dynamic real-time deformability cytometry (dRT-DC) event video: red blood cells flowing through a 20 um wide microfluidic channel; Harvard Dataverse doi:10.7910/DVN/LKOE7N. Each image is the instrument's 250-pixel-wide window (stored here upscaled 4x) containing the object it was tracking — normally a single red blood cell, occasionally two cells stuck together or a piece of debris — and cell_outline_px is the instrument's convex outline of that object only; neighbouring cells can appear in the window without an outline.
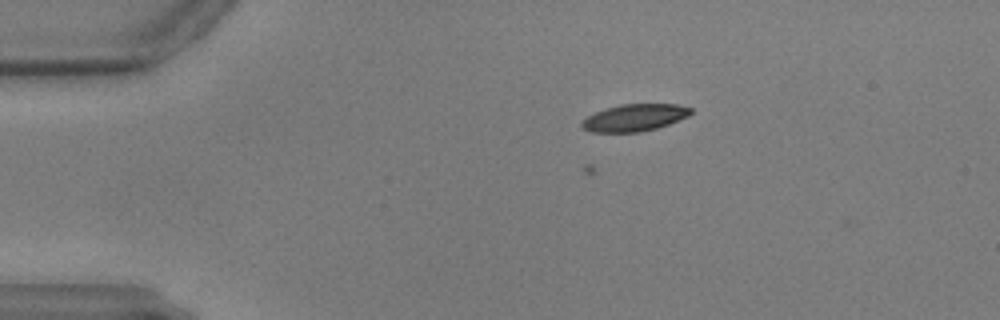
{"species": "common noctule bat (a hibernating species)", "species_latin": "Nyctalus noctula", "temperature_condition": "warm", "stored_images_in_passage": 12, "camera_frame_rate_fps": 3000, "um_per_image_px": 0.085, "animal": {"sex": "male", "body_mass_g": 17.9, "forearm_length_mm": 54.2}, "frame": {"image": 1, "passage_image": 12, "time_ms": 3.667, "image_size_px": [1000, 320], "cell_outline_px": [[692, 112], [688, 116], [668, 124], [656, 128], [640, 132], [592, 132], [580, 128], [580, 120], [596, 112], [620, 104], [680, 104], [692, 108]], "centroid_in_image_um": [53.91, 10.0], "position_along_channel_um": 31.1, "area_um2": 17.22}}